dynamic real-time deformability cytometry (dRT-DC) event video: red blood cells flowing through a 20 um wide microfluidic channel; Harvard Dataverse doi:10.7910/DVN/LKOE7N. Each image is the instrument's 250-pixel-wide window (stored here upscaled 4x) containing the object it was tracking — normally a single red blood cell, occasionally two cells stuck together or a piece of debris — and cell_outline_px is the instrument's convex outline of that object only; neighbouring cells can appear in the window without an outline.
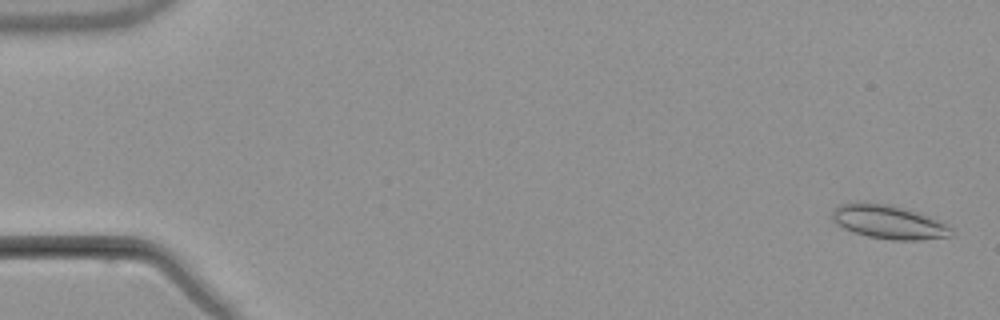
{"species": "common noctule bat (a hibernating species)", "species_latin": "Nyctalus noctula", "temperature_condition": "warm", "stored_images_in_passage": 5, "camera_frame_rate_fps": 3000, "um_per_image_px": 0.085, "animal": {"sex": "male", "body_mass_g": 21.5, "forearm_length_mm": 52.0}, "frame": {"image": 1, "passage_image": 1, "time_ms": 0.0, "image_size_px": [1000, 320], "cell_outline_px": [[952, 236], [920, 240], [892, 240], [868, 236], [844, 228], [836, 224], [832, 220], [832, 208], [840, 204], [884, 204], [920, 212], [952, 228]], "centroid_in_image_um": [75.54, 18.89], "position_along_channel_um": 9.5, "area_um2": 22.83}}